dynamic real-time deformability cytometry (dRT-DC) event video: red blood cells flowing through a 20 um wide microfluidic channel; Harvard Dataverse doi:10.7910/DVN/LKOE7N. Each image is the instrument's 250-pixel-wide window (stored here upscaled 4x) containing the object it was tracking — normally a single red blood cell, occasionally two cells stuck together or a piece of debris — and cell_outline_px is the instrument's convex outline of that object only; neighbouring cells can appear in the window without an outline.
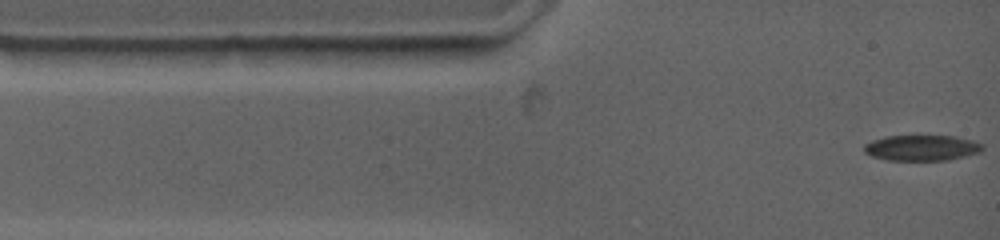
{"species": "common noctule bat (a hibernating species)", "species_latin": "Nyctalus noctula", "temperature_condition": "warm", "stored_images_in_passage": 2, "camera_frame_rate_fps": 4500, "um_per_image_px": 0.085, "animal": {"sex": "female", "body_mass_g": 19.0, "forearm_length_mm": 53.3}, "frame": {"image": 1, "passage_image": 2, "time_ms": 0.889, "image_size_px": [1000, 240], "cell_outline_px": [[984, 148], [980, 152], [948, 160], [884, 160], [872, 156], [864, 152], [864, 144], [872, 140], [888, 136], [956, 136], [972, 140], [984, 144]], "centroid_in_image_um": [78.35, 12.57], "position_along_channel_um": 6.6, "area_um2": 17.74}}